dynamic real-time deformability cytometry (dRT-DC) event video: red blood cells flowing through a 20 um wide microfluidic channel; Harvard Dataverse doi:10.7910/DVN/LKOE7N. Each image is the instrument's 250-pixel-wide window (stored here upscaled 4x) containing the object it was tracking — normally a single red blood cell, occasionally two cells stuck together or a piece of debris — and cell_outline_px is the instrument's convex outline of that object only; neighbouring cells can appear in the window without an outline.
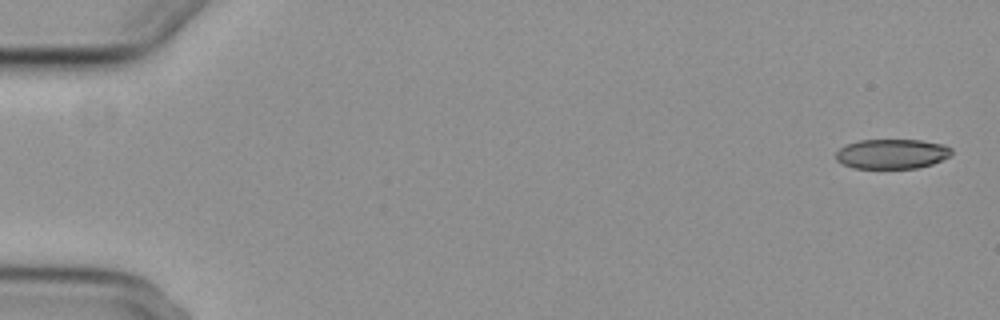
{"species": "common noctule bat (a hibernating species)", "species_latin": "Nyctalus noctula", "temperature_condition": "cold", "stored_images_in_passage": 8, "camera_frame_rate_fps": 3000, "um_per_image_px": 0.085, "animal": {"sex": "female", "body_mass_g": 29.2, "forearm_length_mm": 56.3}, "frame": {"image": 1, "passage_image": 1, "time_ms": 0.0, "image_size_px": [1000, 320], "cell_outline_px": [[952, 156], [932, 164], [916, 168], [852, 168], [840, 164], [836, 160], [836, 152], [840, 148], [848, 144], [860, 140], [920, 140], [944, 144], [952, 148]], "centroid_in_image_um": [75.83, 13.08], "position_along_channel_um": 9.2, "area_um2": 20.23}}
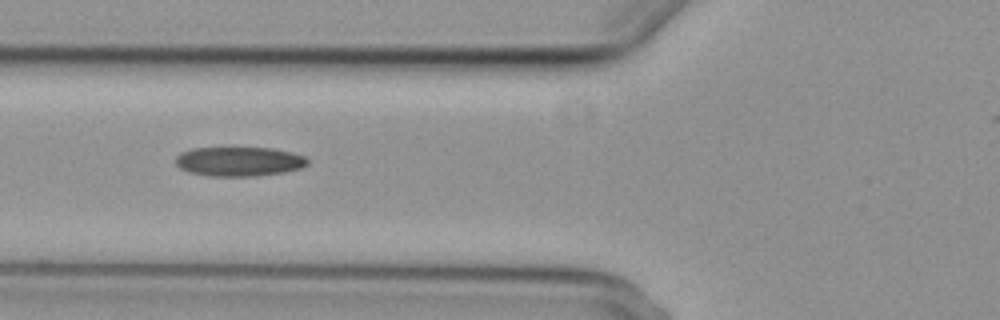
{"frame": {"image": 2, "passage_image": 6, "time_ms": 6.667, "image_size_px": [1000, 320], "cell_outline_px": [[308, 164], [300, 168], [284, 172], [256, 176], [208, 176], [188, 172], [180, 168], [176, 164], [176, 156], [180, 152], [192, 148], [272, 148], [292, 152], [304, 156], [308, 160]], "centroid_in_image_um": [20.3, 13.73], "position_along_channel_um": 105.5, "area_um2": 22.66}}
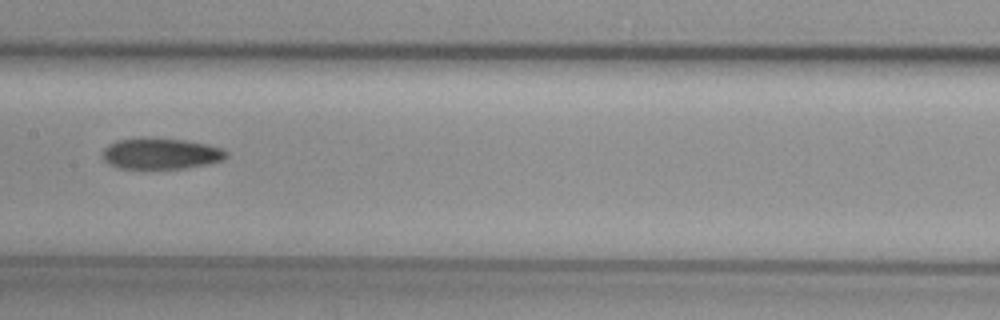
{"frame": {"image": 3, "passage_image": 8, "time_ms": 9.0, "image_size_px": [1000, 320], "cell_outline_px": [[228, 156], [224, 160], [208, 164], [184, 168], [120, 168], [108, 164], [100, 156], [104, 148], [108, 144], [116, 140], [140, 136], [148, 136], [184, 140], [208, 144], [224, 148], [228, 152]], "centroid_in_image_um": [13.66, 13.03], "position_along_channel_um": 193.7, "area_um2": 23.06}}